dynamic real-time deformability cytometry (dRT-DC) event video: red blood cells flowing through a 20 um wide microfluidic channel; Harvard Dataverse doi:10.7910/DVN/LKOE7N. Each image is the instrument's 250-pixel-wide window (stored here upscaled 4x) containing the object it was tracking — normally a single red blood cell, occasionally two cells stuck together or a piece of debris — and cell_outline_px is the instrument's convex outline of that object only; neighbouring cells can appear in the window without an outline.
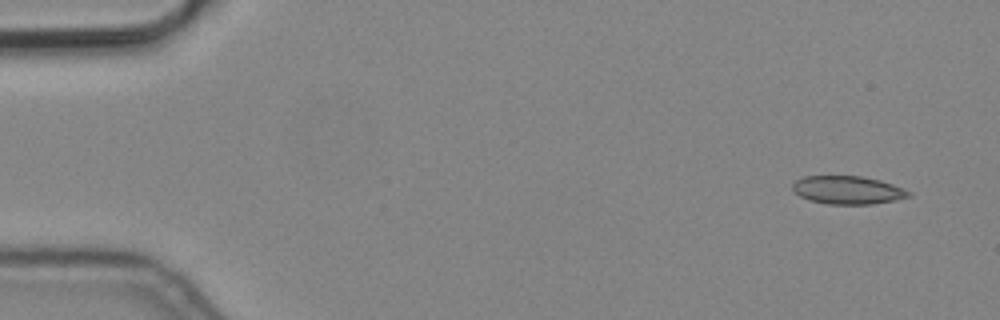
{"species": "common noctule bat (a hibernating species)", "species_latin": "Nyctalus noctula", "temperature_condition": "cold", "stored_images_in_passage": 4, "camera_frame_rate_fps": 3000, "um_per_image_px": 0.085, "animal": {"sex": "male", "body_mass_g": 19.2, "forearm_length_mm": 51.8}, "frame": {"image": 1, "passage_image": 1, "time_ms": 0.0, "image_size_px": [1000, 320], "cell_outline_px": [[912, 196], [896, 200], [872, 204], [828, 204], [808, 200], [792, 192], [792, 184], [796, 180], [804, 176], [860, 176], [880, 180], [892, 184], [912, 192]], "centroid_in_image_um": [72.04, 16.16], "position_along_channel_um": 13.0, "area_um2": 19.19}}
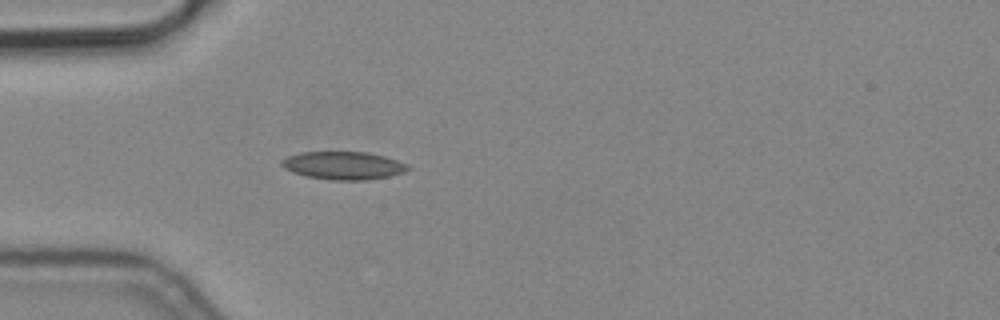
{"frame": {"image": 2, "passage_image": 4, "time_ms": 1.0, "image_size_px": [1000, 320], "cell_outline_px": [[412, 168], [404, 172], [388, 176], [368, 180], [332, 180], [304, 176], [292, 172], [284, 168], [280, 164], [280, 160], [288, 156], [300, 152], [368, 152], [384, 156], [408, 164]], "centroid_in_image_um": [29.17, 14.07], "position_along_channel_um": 55.8, "area_um2": 20.69}}